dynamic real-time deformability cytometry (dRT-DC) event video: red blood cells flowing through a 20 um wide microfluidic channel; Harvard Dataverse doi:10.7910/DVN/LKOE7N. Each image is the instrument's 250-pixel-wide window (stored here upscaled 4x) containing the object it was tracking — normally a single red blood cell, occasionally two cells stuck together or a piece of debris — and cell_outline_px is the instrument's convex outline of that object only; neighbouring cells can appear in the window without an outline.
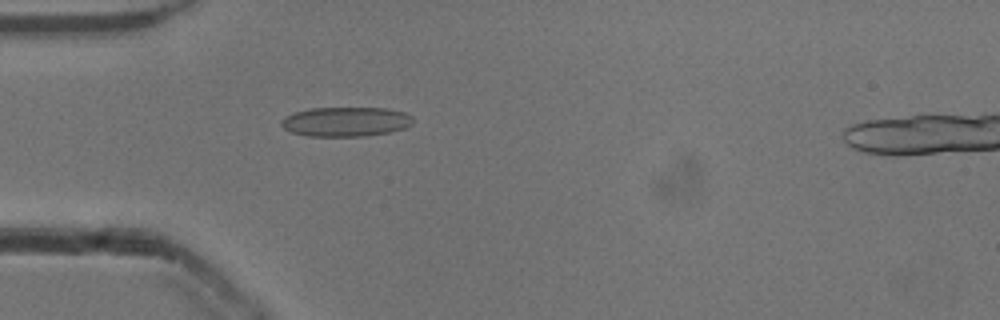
{"species": "common noctule bat (a hibernating species)", "species_latin": "Nyctalus noctula", "temperature_condition": "cold", "stored_images_in_passage": 29, "camera_frame_rate_fps": 3000, "um_per_image_px": 0.085, "animal": {"sex": "male", "body_mass_g": 13.3}, "frame": {"image": 1, "passage_image": 1, "time_ms": 0.0, "image_size_px": [1000, 320], "cell_outline_px": [[412, 124], [404, 128], [388, 132], [364, 136], [308, 136], [292, 132], [284, 128], [280, 124], [280, 120], [284, 116], [296, 112], [312, 108], [384, 108], [408, 112], [412, 116]], "centroid_in_image_um": [29.39, 10.34], "position_along_channel_um": 55.6, "area_um2": 22.66}}
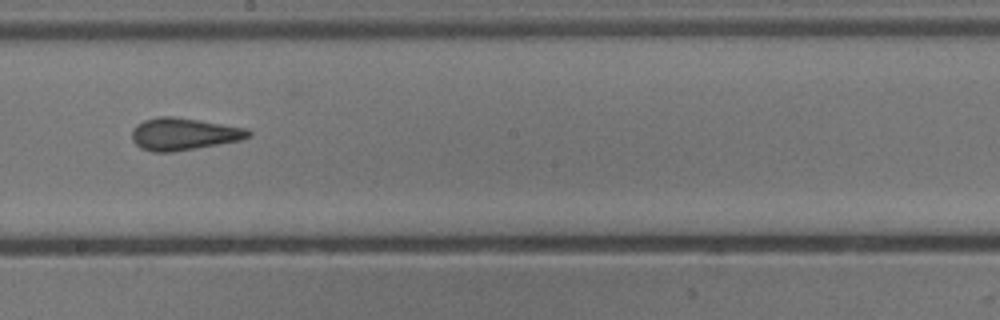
{"frame": {"image": 2, "passage_image": 15, "time_ms": 4.667, "image_size_px": [1000, 320], "cell_outline_px": [[252, 136], [240, 140], [196, 148], [172, 152], [152, 152], [140, 148], [132, 140], [132, 128], [136, 124], [144, 120], [160, 116], [172, 116], [200, 120], [248, 128], [252, 132]], "centroid_in_image_um": [15.61, 11.39], "position_along_channel_um": 232.6, "area_um2": 22.02}}
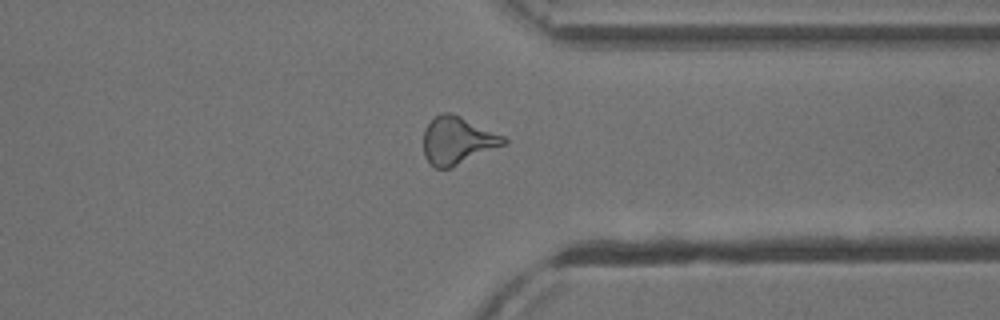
{"frame": {"image": 3, "passage_image": 26, "time_ms": 8.333, "image_size_px": [1000, 320], "cell_outline_px": [[508, 144], [452, 168], [436, 168], [424, 156], [424, 128], [436, 116], [444, 112], [448, 112], [460, 116], [504, 136], [508, 140]], "centroid_in_image_um": [38.92, 11.96], "position_along_channel_um": 372.5, "area_um2": 22.25}}